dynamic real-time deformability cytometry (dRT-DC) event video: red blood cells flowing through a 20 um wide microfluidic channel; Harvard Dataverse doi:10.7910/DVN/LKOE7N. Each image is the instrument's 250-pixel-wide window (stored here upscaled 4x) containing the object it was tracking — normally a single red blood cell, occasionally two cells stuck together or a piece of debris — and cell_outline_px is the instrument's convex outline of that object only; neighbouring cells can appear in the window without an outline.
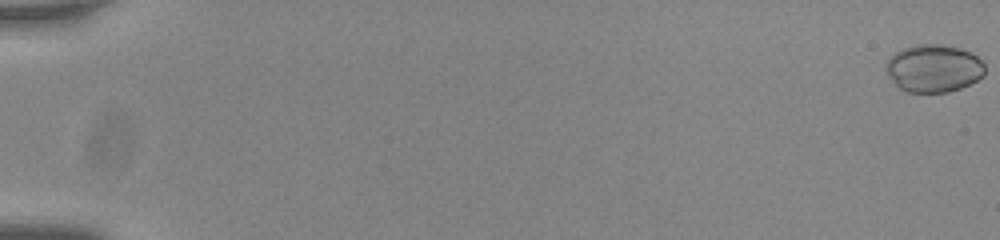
{"species": "common noctule bat (a hibernating species)", "species_latin": "Nyctalus noctula", "temperature_condition": "room temperature", "stored_images_in_passage": 57, "camera_frame_rate_fps": 3000, "um_per_image_px": 0.085, "animal": {"sex": "male", "body_mass_g": 20.0, "forearm_length_mm": 53.3}, "frame": {"image": 1, "passage_image": 1, "time_ms": 0.0, "image_size_px": [1000, 240], "cell_outline_px": [[984, 76], [960, 88], [948, 92], [904, 92], [896, 84], [884, 68], [888, 60], [896, 52], [904, 48], [920, 44], [936, 44], [956, 48], [968, 52], [976, 56], [984, 64]], "centroid_in_image_um": [79.35, 5.82], "position_along_channel_um": 5.6, "area_um2": 26.99}}
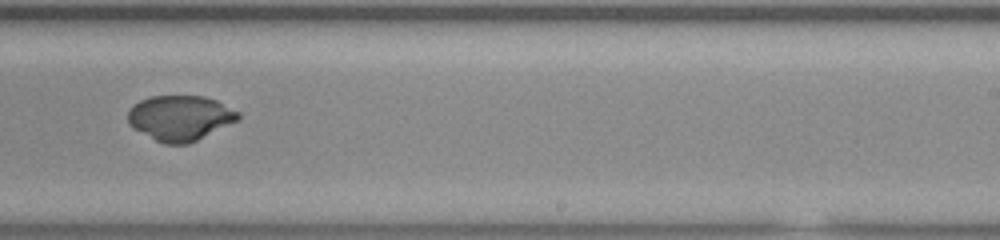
{"frame": {"image": 2, "passage_image": 38, "time_ms": 12.333, "image_size_px": [1000, 240], "cell_outline_px": [[240, 120], [188, 144], [164, 144], [132, 128], [128, 124], [128, 112], [132, 104], [140, 100], [152, 96], [204, 96], [216, 100], [240, 112]], "centroid_in_image_um": [15.31, 10.02], "position_along_channel_um": 273.7, "area_um2": 29.19}}
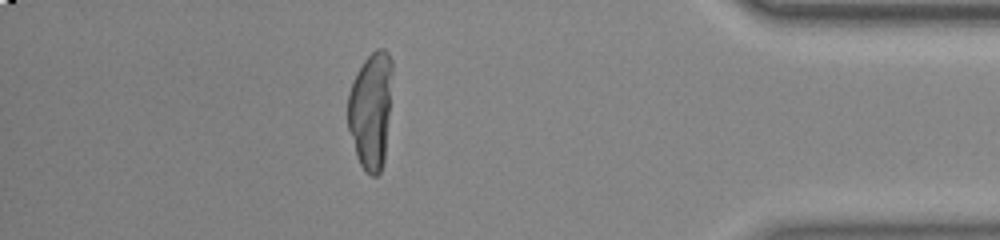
{"frame": {"image": 3, "passage_image": 51, "time_ms": 16.667, "image_size_px": [1000, 240], "cell_outline_px": [[392, 72], [384, 160], [380, 172], [376, 176], [372, 176], [360, 164], [356, 156], [348, 128], [348, 92], [364, 60], [376, 48], [384, 48], [388, 52], [392, 60]], "centroid_in_image_um": [31.51, 9.34], "position_along_channel_um": 403.7, "area_um2": 29.88}, "authors_computed_cell_mechanics": {"area_um2": 29.7092, "velocity_mm_per_s": 3.7666, "shape_relaxation_time_tau1_ms": null, "shape_relaxation_time_tau2_ms": 1.3311, "deformation_change_tau1": null, "deformation_change_tau2": 0.023}}